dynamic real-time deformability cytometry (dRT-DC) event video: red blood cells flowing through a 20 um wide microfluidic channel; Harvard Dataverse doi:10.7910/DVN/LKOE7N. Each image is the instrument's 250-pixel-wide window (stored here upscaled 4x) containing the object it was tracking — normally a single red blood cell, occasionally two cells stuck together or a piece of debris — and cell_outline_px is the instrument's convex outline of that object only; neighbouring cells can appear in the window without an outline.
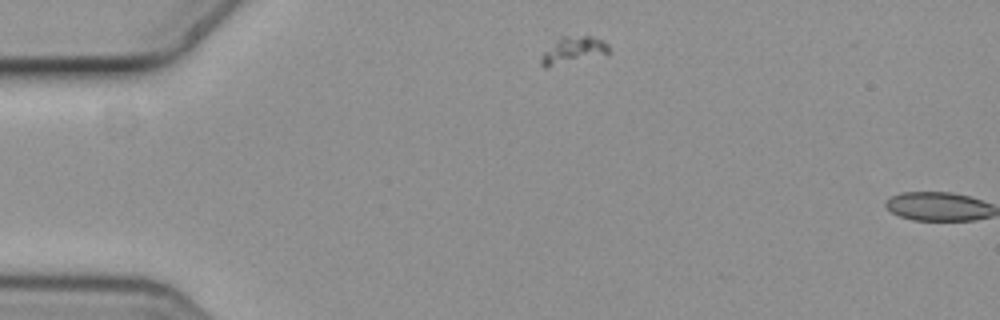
{"species": "common noctule bat (a hibernating species)", "species_latin": "Nyctalus noctula", "temperature_condition": "cold", "stored_images_in_passage": 2, "camera_frame_rate_fps": 3000, "um_per_image_px": 0.085, "animal": {"sex": "female", "body_mass_g": 19.3, "forearm_length_mm": 54.1}, "frame": {"image": 1, "passage_image": 1, "time_ms": 0.0, "image_size_px": [1000, 320], "cell_outline_px": [[612, 52], [608, 56], [548, 68], [544, 68], [540, 64], [540, 56], [560, 36], [592, 36], [604, 40], [608, 44]], "centroid_in_image_um": [48.8, 4.32], "position_along_channel_um": 36.2, "area_um2": 11.44}}